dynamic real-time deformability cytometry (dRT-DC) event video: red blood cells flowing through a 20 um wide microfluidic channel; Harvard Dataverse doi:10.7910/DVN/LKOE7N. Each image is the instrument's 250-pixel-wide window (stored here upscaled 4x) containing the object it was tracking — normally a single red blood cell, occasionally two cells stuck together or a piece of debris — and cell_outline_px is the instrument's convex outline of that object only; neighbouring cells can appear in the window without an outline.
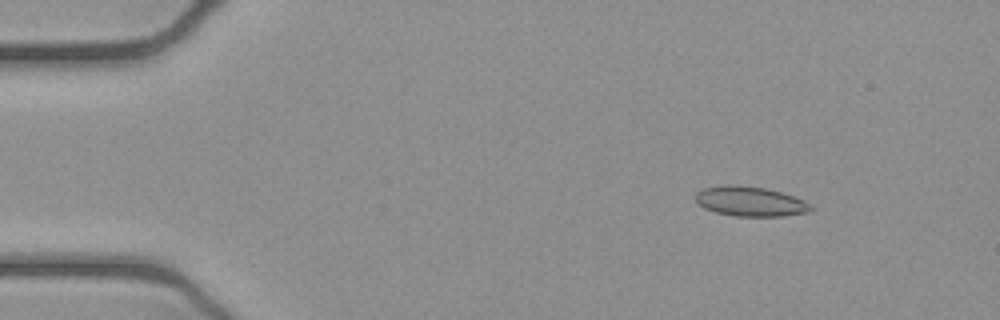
{"species": "common noctule bat (a hibernating species)", "species_latin": "Nyctalus noctula", "temperature_condition": "cold", "stored_images_in_passage": 51, "camera_frame_rate_fps": 3000, "um_per_image_px": 0.085, "animal": {"sex": "female", "body_mass_g": 21.9}, "frame": {"image": 1, "passage_image": 6, "time_ms": 1.667, "image_size_px": [1000, 320], "cell_outline_px": [[816, 208], [808, 212], [784, 216], [736, 216], [716, 212], [704, 208], [696, 200], [696, 192], [704, 188], [720, 184], [728, 184], [764, 188], [780, 192], [804, 200], [812, 204]], "centroid_in_image_um": [63.79, 17.12], "position_along_channel_um": 21.2, "area_um2": 20.0}}
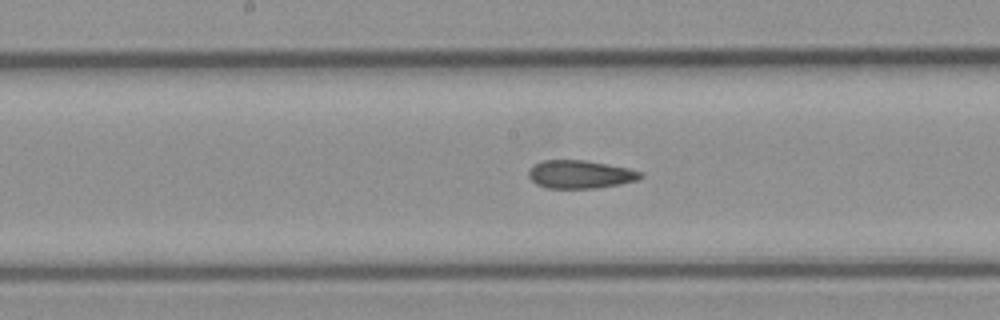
{"frame": {"image": 2, "passage_image": 26, "time_ms": 8.333, "image_size_px": [1000, 320], "cell_outline_px": [[644, 176], [636, 180], [620, 184], [596, 188], [548, 188], [536, 184], [528, 176], [528, 172], [536, 164], [544, 160], [584, 160], [628, 168], [644, 172]], "centroid_in_image_um": [49.35, 14.82], "position_along_channel_um": 198.9, "area_um2": 18.21}}
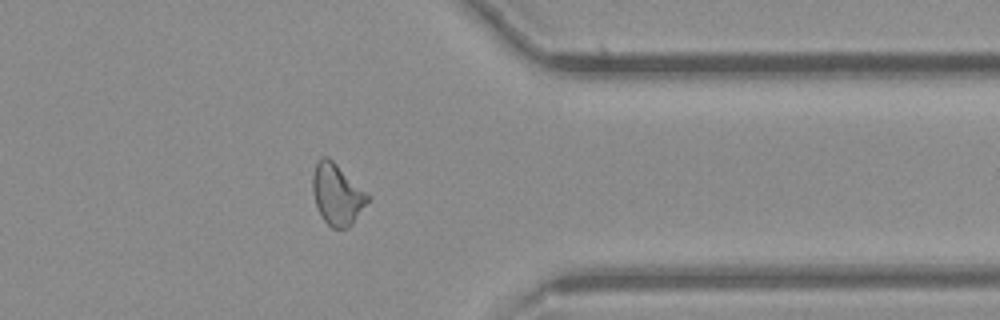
{"frame": {"image": 3, "passage_image": 41, "time_ms": 13.333, "image_size_px": [1000, 320], "cell_outline_px": [[372, 196], [352, 224], [348, 228], [332, 228], [320, 216], [312, 192], [312, 176], [316, 164], [324, 156], [328, 156]], "centroid_in_image_um": [28.67, 16.52], "position_along_channel_um": 382.7, "area_um2": 19.65}, "authors_computed_cell_mechanics": {"area_um2": 19.363, "velocity_mm_per_s": 3.8966, "shape_relaxation_time_tau1_ms": null, "shape_relaxation_time_tau2_ms": 4.5917, "deformation_change_tau1": null, "deformation_change_tau2": 0.1022}}